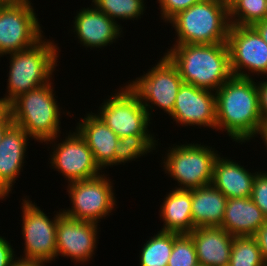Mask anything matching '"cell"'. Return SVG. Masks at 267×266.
Returning a JSON list of instances; mask_svg holds the SVG:
<instances>
[{"label":"cell","instance_id":"8992f818","mask_svg":"<svg viewBox=\"0 0 267 266\" xmlns=\"http://www.w3.org/2000/svg\"><path fill=\"white\" fill-rule=\"evenodd\" d=\"M169 147L162 162L165 174L177 181L175 189H195L211 185L218 151L198 143ZM175 146V147H174Z\"/></svg>","mask_w":267,"mask_h":266},{"label":"cell","instance_id":"f546056e","mask_svg":"<svg viewBox=\"0 0 267 266\" xmlns=\"http://www.w3.org/2000/svg\"><path fill=\"white\" fill-rule=\"evenodd\" d=\"M251 200L260 208L267 217V172L259 171L256 173L253 188L250 196Z\"/></svg>","mask_w":267,"mask_h":266},{"label":"cell","instance_id":"d590c367","mask_svg":"<svg viewBox=\"0 0 267 266\" xmlns=\"http://www.w3.org/2000/svg\"><path fill=\"white\" fill-rule=\"evenodd\" d=\"M13 124V120L11 114L8 112L1 120H0V142L3 138V135L7 131V129Z\"/></svg>","mask_w":267,"mask_h":266},{"label":"cell","instance_id":"30bf717a","mask_svg":"<svg viewBox=\"0 0 267 266\" xmlns=\"http://www.w3.org/2000/svg\"><path fill=\"white\" fill-rule=\"evenodd\" d=\"M24 255L20 258L51 263L56 259V228L62 209L52 219L29 198L22 199Z\"/></svg>","mask_w":267,"mask_h":266},{"label":"cell","instance_id":"8d00e7d4","mask_svg":"<svg viewBox=\"0 0 267 266\" xmlns=\"http://www.w3.org/2000/svg\"><path fill=\"white\" fill-rule=\"evenodd\" d=\"M253 27L258 31L262 39L267 44V19L255 23Z\"/></svg>","mask_w":267,"mask_h":266},{"label":"cell","instance_id":"836d02e7","mask_svg":"<svg viewBox=\"0 0 267 266\" xmlns=\"http://www.w3.org/2000/svg\"><path fill=\"white\" fill-rule=\"evenodd\" d=\"M254 237L258 241L263 260L267 265V222L257 231Z\"/></svg>","mask_w":267,"mask_h":266},{"label":"cell","instance_id":"d6a6232c","mask_svg":"<svg viewBox=\"0 0 267 266\" xmlns=\"http://www.w3.org/2000/svg\"><path fill=\"white\" fill-rule=\"evenodd\" d=\"M12 247L8 240L0 236V266H10L16 258Z\"/></svg>","mask_w":267,"mask_h":266},{"label":"cell","instance_id":"ac0fdd59","mask_svg":"<svg viewBox=\"0 0 267 266\" xmlns=\"http://www.w3.org/2000/svg\"><path fill=\"white\" fill-rule=\"evenodd\" d=\"M86 141L102 170L115 166V145L119 137L95 113H87L75 129Z\"/></svg>","mask_w":267,"mask_h":266},{"label":"cell","instance_id":"60d3db41","mask_svg":"<svg viewBox=\"0 0 267 266\" xmlns=\"http://www.w3.org/2000/svg\"><path fill=\"white\" fill-rule=\"evenodd\" d=\"M27 0H0V5H7V4H20Z\"/></svg>","mask_w":267,"mask_h":266},{"label":"cell","instance_id":"83f0119b","mask_svg":"<svg viewBox=\"0 0 267 266\" xmlns=\"http://www.w3.org/2000/svg\"><path fill=\"white\" fill-rule=\"evenodd\" d=\"M267 0H239L229 10L231 25L253 26L266 16Z\"/></svg>","mask_w":267,"mask_h":266},{"label":"cell","instance_id":"e0dca14e","mask_svg":"<svg viewBox=\"0 0 267 266\" xmlns=\"http://www.w3.org/2000/svg\"><path fill=\"white\" fill-rule=\"evenodd\" d=\"M32 139L21 127L12 124L0 142V198L3 200L12 193L15 180L21 175L28 140ZM14 183V184H13Z\"/></svg>","mask_w":267,"mask_h":266},{"label":"cell","instance_id":"7402d4cb","mask_svg":"<svg viewBox=\"0 0 267 266\" xmlns=\"http://www.w3.org/2000/svg\"><path fill=\"white\" fill-rule=\"evenodd\" d=\"M228 198L212 184L191 189L192 220L195 228L220 227Z\"/></svg>","mask_w":267,"mask_h":266},{"label":"cell","instance_id":"ffe728a7","mask_svg":"<svg viewBox=\"0 0 267 266\" xmlns=\"http://www.w3.org/2000/svg\"><path fill=\"white\" fill-rule=\"evenodd\" d=\"M266 222L267 217L250 197L229 198L220 227L234 237L254 236Z\"/></svg>","mask_w":267,"mask_h":266},{"label":"cell","instance_id":"5b68a950","mask_svg":"<svg viewBox=\"0 0 267 266\" xmlns=\"http://www.w3.org/2000/svg\"><path fill=\"white\" fill-rule=\"evenodd\" d=\"M177 36L174 44L227 43L229 11L219 0H203L168 21Z\"/></svg>","mask_w":267,"mask_h":266},{"label":"cell","instance_id":"74e56055","mask_svg":"<svg viewBox=\"0 0 267 266\" xmlns=\"http://www.w3.org/2000/svg\"><path fill=\"white\" fill-rule=\"evenodd\" d=\"M9 112V104L0 98V120Z\"/></svg>","mask_w":267,"mask_h":266},{"label":"cell","instance_id":"4fadbf2b","mask_svg":"<svg viewBox=\"0 0 267 266\" xmlns=\"http://www.w3.org/2000/svg\"><path fill=\"white\" fill-rule=\"evenodd\" d=\"M65 138L63 141L61 139L58 144H55L57 137L45 141L46 144L54 142L49 158V160L51 159L50 167L55 168L60 174L62 173L68 184L101 175L100 173L103 171H100L93 153L80 134L75 130V132H69Z\"/></svg>","mask_w":267,"mask_h":266},{"label":"cell","instance_id":"44dd1931","mask_svg":"<svg viewBox=\"0 0 267 266\" xmlns=\"http://www.w3.org/2000/svg\"><path fill=\"white\" fill-rule=\"evenodd\" d=\"M248 170L231 158L219 154L215 159L211 184L228 199L250 197L257 171L251 173Z\"/></svg>","mask_w":267,"mask_h":266},{"label":"cell","instance_id":"603a6c76","mask_svg":"<svg viewBox=\"0 0 267 266\" xmlns=\"http://www.w3.org/2000/svg\"><path fill=\"white\" fill-rule=\"evenodd\" d=\"M191 189H175L168 192L160 206V217L164 222L160 231L189 234L195 229L191 210Z\"/></svg>","mask_w":267,"mask_h":266},{"label":"cell","instance_id":"5bb4252c","mask_svg":"<svg viewBox=\"0 0 267 266\" xmlns=\"http://www.w3.org/2000/svg\"><path fill=\"white\" fill-rule=\"evenodd\" d=\"M98 223L71 219L64 214L56 228V257L63 256L84 263L91 260L97 249Z\"/></svg>","mask_w":267,"mask_h":266},{"label":"cell","instance_id":"277c9868","mask_svg":"<svg viewBox=\"0 0 267 266\" xmlns=\"http://www.w3.org/2000/svg\"><path fill=\"white\" fill-rule=\"evenodd\" d=\"M59 50L54 40L42 39L33 47L6 54L10 56V66L7 94L3 99L10 104L18 96L50 83L58 63Z\"/></svg>","mask_w":267,"mask_h":266},{"label":"cell","instance_id":"d6986e66","mask_svg":"<svg viewBox=\"0 0 267 266\" xmlns=\"http://www.w3.org/2000/svg\"><path fill=\"white\" fill-rule=\"evenodd\" d=\"M191 236L197 254L198 264L204 266H228L233 238L221 227H199Z\"/></svg>","mask_w":267,"mask_h":266},{"label":"cell","instance_id":"d4e9b609","mask_svg":"<svg viewBox=\"0 0 267 266\" xmlns=\"http://www.w3.org/2000/svg\"><path fill=\"white\" fill-rule=\"evenodd\" d=\"M174 246V232L158 231L142 246L139 266H167Z\"/></svg>","mask_w":267,"mask_h":266},{"label":"cell","instance_id":"ab89813d","mask_svg":"<svg viewBox=\"0 0 267 266\" xmlns=\"http://www.w3.org/2000/svg\"><path fill=\"white\" fill-rule=\"evenodd\" d=\"M219 1L229 11L239 0H219Z\"/></svg>","mask_w":267,"mask_h":266},{"label":"cell","instance_id":"1f68e13d","mask_svg":"<svg viewBox=\"0 0 267 266\" xmlns=\"http://www.w3.org/2000/svg\"><path fill=\"white\" fill-rule=\"evenodd\" d=\"M258 81L256 80L257 90H258V102H259V112L263 123H267V80Z\"/></svg>","mask_w":267,"mask_h":266},{"label":"cell","instance_id":"9c48e42d","mask_svg":"<svg viewBox=\"0 0 267 266\" xmlns=\"http://www.w3.org/2000/svg\"><path fill=\"white\" fill-rule=\"evenodd\" d=\"M32 2L0 5V57L33 47L44 39Z\"/></svg>","mask_w":267,"mask_h":266},{"label":"cell","instance_id":"4dcf8cb0","mask_svg":"<svg viewBox=\"0 0 267 266\" xmlns=\"http://www.w3.org/2000/svg\"><path fill=\"white\" fill-rule=\"evenodd\" d=\"M159 3V9H161L160 14L164 22L168 21L174 17L178 12L188 9L195 3L201 2L203 0H157Z\"/></svg>","mask_w":267,"mask_h":266},{"label":"cell","instance_id":"484cf974","mask_svg":"<svg viewBox=\"0 0 267 266\" xmlns=\"http://www.w3.org/2000/svg\"><path fill=\"white\" fill-rule=\"evenodd\" d=\"M228 266H267L254 236L233 238Z\"/></svg>","mask_w":267,"mask_h":266},{"label":"cell","instance_id":"2e32d148","mask_svg":"<svg viewBox=\"0 0 267 266\" xmlns=\"http://www.w3.org/2000/svg\"><path fill=\"white\" fill-rule=\"evenodd\" d=\"M91 6L80 9L74 17L72 29L77 35L76 38L81 45L90 49L113 44L122 37V26L101 12L94 4L91 3Z\"/></svg>","mask_w":267,"mask_h":266},{"label":"cell","instance_id":"52a82bcc","mask_svg":"<svg viewBox=\"0 0 267 266\" xmlns=\"http://www.w3.org/2000/svg\"><path fill=\"white\" fill-rule=\"evenodd\" d=\"M148 70L143 76L127 82L128 86L139 96L150 119L154 110L153 105L170 116L183 83L179 70L165 53L157 65L155 63L154 67Z\"/></svg>","mask_w":267,"mask_h":266},{"label":"cell","instance_id":"9a60e30c","mask_svg":"<svg viewBox=\"0 0 267 266\" xmlns=\"http://www.w3.org/2000/svg\"><path fill=\"white\" fill-rule=\"evenodd\" d=\"M181 126H200L216 130L215 92L182 83L170 115Z\"/></svg>","mask_w":267,"mask_h":266},{"label":"cell","instance_id":"cb8c5ba5","mask_svg":"<svg viewBox=\"0 0 267 266\" xmlns=\"http://www.w3.org/2000/svg\"><path fill=\"white\" fill-rule=\"evenodd\" d=\"M154 134H137L118 139L115 145V165L132 162L157 149ZM139 157V158H138Z\"/></svg>","mask_w":267,"mask_h":266},{"label":"cell","instance_id":"7c38bea8","mask_svg":"<svg viewBox=\"0 0 267 266\" xmlns=\"http://www.w3.org/2000/svg\"><path fill=\"white\" fill-rule=\"evenodd\" d=\"M227 45L232 75L267 76V44L253 26L231 25Z\"/></svg>","mask_w":267,"mask_h":266},{"label":"cell","instance_id":"3957f363","mask_svg":"<svg viewBox=\"0 0 267 266\" xmlns=\"http://www.w3.org/2000/svg\"><path fill=\"white\" fill-rule=\"evenodd\" d=\"M53 82L38 86L18 96L9 104L13 124L24 129L38 142L60 137L61 109Z\"/></svg>","mask_w":267,"mask_h":266},{"label":"cell","instance_id":"6da1fadb","mask_svg":"<svg viewBox=\"0 0 267 266\" xmlns=\"http://www.w3.org/2000/svg\"><path fill=\"white\" fill-rule=\"evenodd\" d=\"M215 96L216 131H227V135L240 144L258 137L264 123L254 78L233 75L221 85Z\"/></svg>","mask_w":267,"mask_h":266},{"label":"cell","instance_id":"8fae6325","mask_svg":"<svg viewBox=\"0 0 267 266\" xmlns=\"http://www.w3.org/2000/svg\"><path fill=\"white\" fill-rule=\"evenodd\" d=\"M120 89V90H119ZM110 95L95 113L115 134L121 138L150 133V117L139 96L126 84Z\"/></svg>","mask_w":267,"mask_h":266},{"label":"cell","instance_id":"4316f807","mask_svg":"<svg viewBox=\"0 0 267 266\" xmlns=\"http://www.w3.org/2000/svg\"><path fill=\"white\" fill-rule=\"evenodd\" d=\"M143 3L144 0H92V4L116 22L141 18L145 11Z\"/></svg>","mask_w":267,"mask_h":266},{"label":"cell","instance_id":"f35d334b","mask_svg":"<svg viewBox=\"0 0 267 266\" xmlns=\"http://www.w3.org/2000/svg\"><path fill=\"white\" fill-rule=\"evenodd\" d=\"M258 135L261 136L262 141L264 142V145L266 146V150H267V123H265L262 126V128H261V130H260Z\"/></svg>","mask_w":267,"mask_h":266},{"label":"cell","instance_id":"ba28073f","mask_svg":"<svg viewBox=\"0 0 267 266\" xmlns=\"http://www.w3.org/2000/svg\"><path fill=\"white\" fill-rule=\"evenodd\" d=\"M108 176L101 175L68 184L67 192L71 208L63 209V214L71 219L101 222L114 210L116 197L113 183Z\"/></svg>","mask_w":267,"mask_h":266},{"label":"cell","instance_id":"7a4b0ae2","mask_svg":"<svg viewBox=\"0 0 267 266\" xmlns=\"http://www.w3.org/2000/svg\"><path fill=\"white\" fill-rule=\"evenodd\" d=\"M183 83L216 92L233 75L227 43L173 44L165 52Z\"/></svg>","mask_w":267,"mask_h":266},{"label":"cell","instance_id":"e575fe53","mask_svg":"<svg viewBox=\"0 0 267 266\" xmlns=\"http://www.w3.org/2000/svg\"><path fill=\"white\" fill-rule=\"evenodd\" d=\"M18 259V260H17ZM10 266H46L45 263L35 260L23 259L16 257Z\"/></svg>","mask_w":267,"mask_h":266},{"label":"cell","instance_id":"f1b7e54d","mask_svg":"<svg viewBox=\"0 0 267 266\" xmlns=\"http://www.w3.org/2000/svg\"><path fill=\"white\" fill-rule=\"evenodd\" d=\"M195 244L189 234L174 233V246L167 266H196Z\"/></svg>","mask_w":267,"mask_h":266},{"label":"cell","instance_id":"b9f144b4","mask_svg":"<svg viewBox=\"0 0 267 266\" xmlns=\"http://www.w3.org/2000/svg\"><path fill=\"white\" fill-rule=\"evenodd\" d=\"M265 19H267V5H266V16H265Z\"/></svg>","mask_w":267,"mask_h":266}]
</instances>
